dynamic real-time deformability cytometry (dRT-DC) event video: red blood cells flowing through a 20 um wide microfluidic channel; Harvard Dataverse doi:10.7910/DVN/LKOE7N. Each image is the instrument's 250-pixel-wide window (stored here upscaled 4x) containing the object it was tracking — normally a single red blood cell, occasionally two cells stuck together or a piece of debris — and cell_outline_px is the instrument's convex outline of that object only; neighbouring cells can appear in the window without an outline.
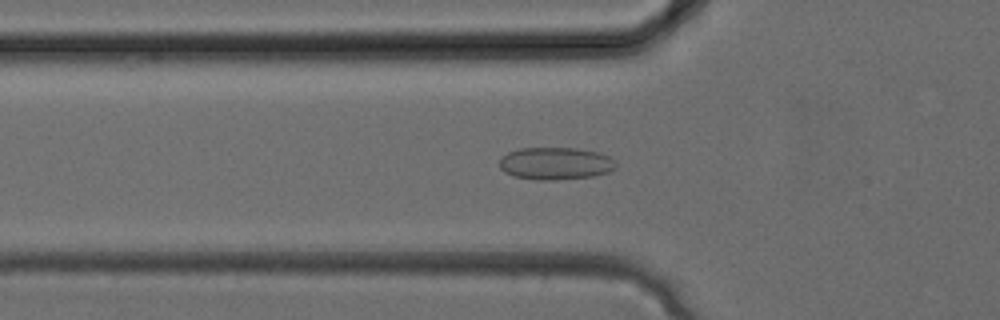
{"species": "common noctule bat (a hibernating species)", "species_latin": "Nyctalus noctula", "temperature_condition": "cold", "stored_images_in_passage": 13, "camera_frame_rate_fps": 3000, "um_per_image_px": 0.085, "animal": {"sex": "female", "body_mass_g": 24.6, "forearm_length_mm": 56.2}, "frame": {"image": 1, "passage_image": 10, "time_ms": 3.0, "image_size_px": [1000, 320], "cell_outline_px": [[616, 168], [608, 172], [592, 176], [556, 180], [536, 180], [512, 176], [504, 172], [500, 168], [500, 156], [508, 152], [520, 148], [576, 148], [600, 152], [608, 156], [616, 164]], "centroid_in_image_um": [47.18, 13.89], "position_along_channel_um": 78.6, "area_um2": 22.14}}
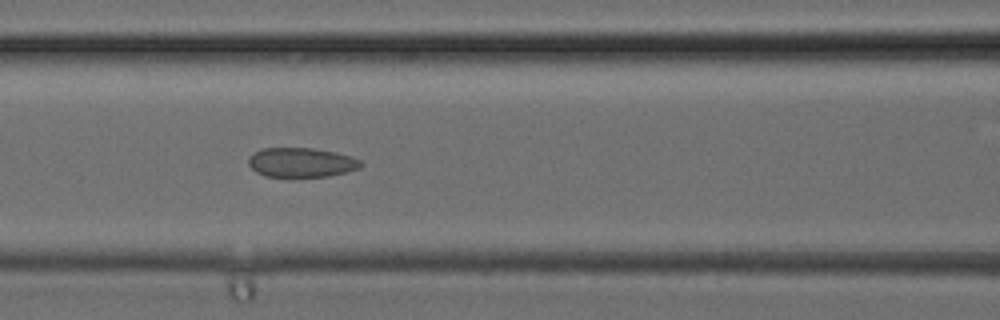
{"frame": {"image": 2, "passage_image": 13, "time_ms": 4.0, "image_size_px": [1000, 320], "cell_outline_px": [[364, 164], [360, 168], [328, 176], [264, 176], [256, 172], [248, 164], [248, 160], [260, 148], [312, 148], [336, 152], [352, 156], [360, 160]], "centroid_in_image_um": [25.64, 13.8], "position_along_channel_um": 141.0, "area_um2": 19.13}}